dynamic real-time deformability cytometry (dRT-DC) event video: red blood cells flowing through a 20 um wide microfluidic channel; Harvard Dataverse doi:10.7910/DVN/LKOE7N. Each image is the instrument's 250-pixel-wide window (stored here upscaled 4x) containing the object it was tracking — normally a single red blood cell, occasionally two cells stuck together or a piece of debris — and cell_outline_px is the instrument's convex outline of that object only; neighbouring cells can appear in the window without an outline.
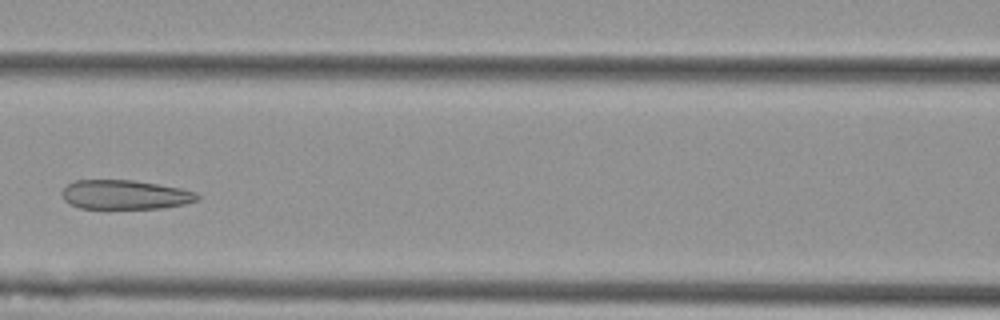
{"species": "Egyptian fruit bat (a non-hibernating species)", "species_latin": "Rousettus aegyptiacus", "temperature_condition": "cold", "stored_images_in_passage": 5, "camera_frame_rate_fps": 3000, "um_per_image_px": 0.085, "animal": {"sex": "female"}, "frame": {"image": 1, "passage_image": 5, "time_ms": 1.333, "image_size_px": [1000, 320], "cell_outline_px": [[200, 200], [184, 204], [164, 208], [80, 208], [64, 200], [60, 192], [68, 184], [76, 180], [132, 180], [180, 188], [196, 192], [200, 196]], "centroid_in_image_um": [10.64, 16.55], "position_along_channel_um": 156.0, "area_um2": 23.0}}